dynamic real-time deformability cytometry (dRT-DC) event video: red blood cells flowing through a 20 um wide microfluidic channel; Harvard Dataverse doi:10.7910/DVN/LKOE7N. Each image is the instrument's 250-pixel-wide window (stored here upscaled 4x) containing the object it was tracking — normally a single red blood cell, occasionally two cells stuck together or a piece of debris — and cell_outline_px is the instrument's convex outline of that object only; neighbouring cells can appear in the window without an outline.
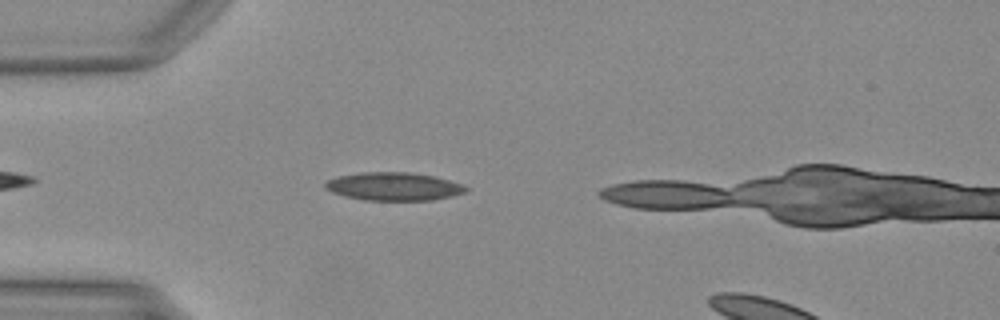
{"species": "Egyptian fruit bat (a non-hibernating species)", "species_latin": "Rousettus aegyptiacus", "temperature_condition": "warm", "stored_images_in_passage": 34, "camera_frame_rate_fps": 3000, "um_per_image_px": 0.085, "animal": {"sex": "female"}, "frame": {"image": 1, "passage_image": 5, "time_ms": 1.333, "image_size_px": [1000, 320], "cell_outline_px": [[468, 188], [464, 192], [452, 196], [432, 200], [364, 200], [344, 196], [332, 192], [324, 188], [324, 184], [328, 180], [336, 176], [360, 172], [408, 172], [432, 176], [464, 184]], "centroid_in_image_um": [33.43, 15.84], "position_along_channel_um": 51.6, "area_um2": 23.06}}
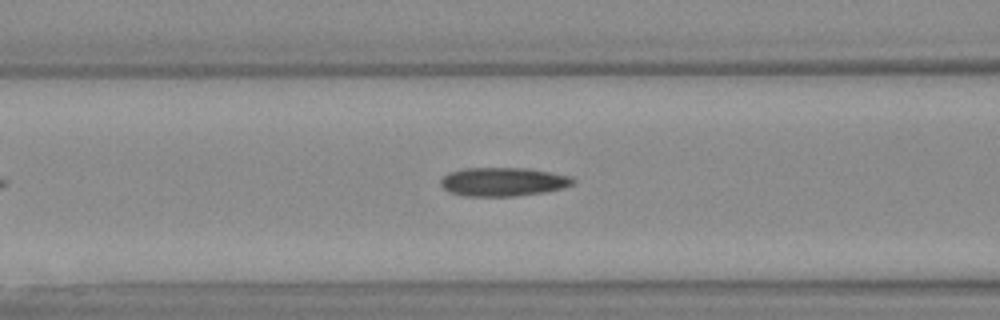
{"frame": {"image": 2, "passage_image": 11, "time_ms": 3.333, "image_size_px": [1000, 320], "cell_outline_px": [[576, 184], [564, 188], [544, 192], [516, 196], [464, 196], [448, 192], [440, 184], [440, 180], [444, 176], [452, 172], [468, 168], [524, 168], [572, 176], [576, 180]], "centroid_in_image_um": [42.81, 15.46], "position_along_channel_um": 123.8, "area_um2": 22.14}}
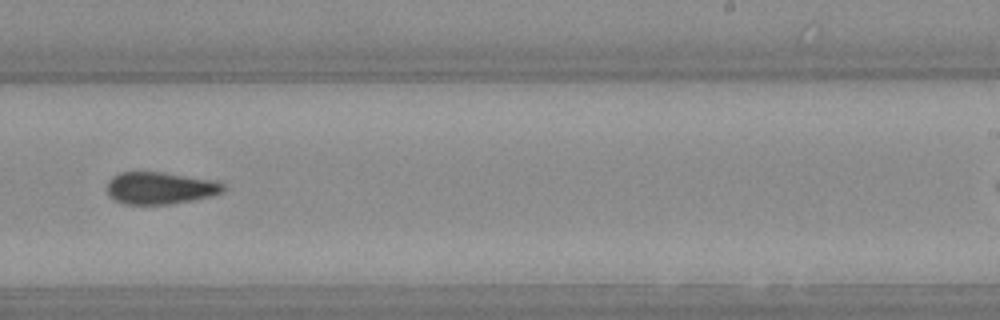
{"frame": {"image": 3, "passage_image": 22, "time_ms": 7.0, "image_size_px": [1000, 320], "cell_outline_px": [[224, 188], [220, 192], [208, 196], [192, 200], [168, 204], [124, 204], [116, 200], [108, 192], [108, 180], [112, 176], [120, 172], [160, 172], [208, 180], [224, 184]], "centroid_in_image_um": [13.53, 15.98], "position_along_channel_um": 275.5, "area_um2": 21.1}}